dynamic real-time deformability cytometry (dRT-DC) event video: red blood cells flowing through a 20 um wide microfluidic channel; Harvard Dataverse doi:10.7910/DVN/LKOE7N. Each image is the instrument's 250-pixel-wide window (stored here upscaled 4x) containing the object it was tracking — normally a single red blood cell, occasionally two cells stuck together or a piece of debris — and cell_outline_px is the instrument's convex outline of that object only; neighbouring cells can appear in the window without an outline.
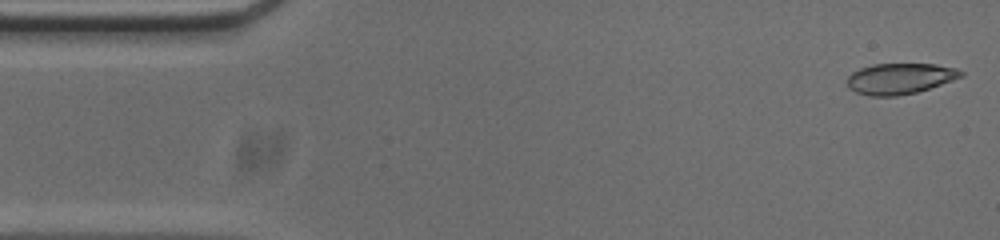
{"species": "common noctule bat (a hibernating species)", "species_latin": "Nyctalus noctula", "temperature_condition": "cold", "stored_images_in_passage": 52, "camera_frame_rate_fps": 3000, "um_per_image_px": 0.085, "animal": {"sex": "male", "body_mass_g": 20.0, "forearm_length_mm": 53.3}, "frame": {"image": 1, "passage_image": 1, "time_ms": 0.0, "image_size_px": [1000, 240], "cell_outline_px": [[964, 76], [916, 92], [896, 96], [868, 96], [856, 92], [848, 88], [848, 76], [852, 72], [860, 68], [872, 64], [936, 64], [956, 68], [964, 72]], "centroid_in_image_um": [76.48, 6.67], "position_along_channel_um": 8.5, "area_um2": 20.4}}
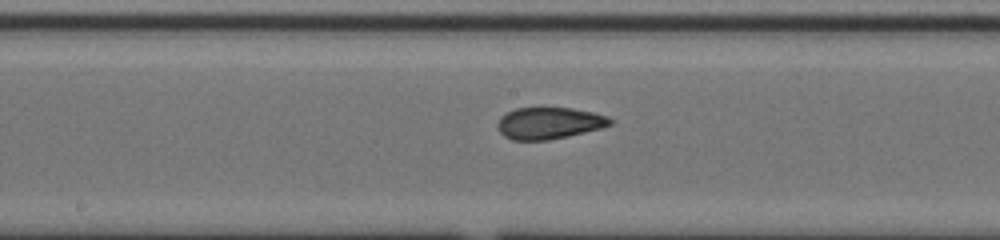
{"frame": {"image": 2, "passage_image": 25, "time_ms": 8.0, "image_size_px": [1000, 240], "cell_outline_px": [[612, 124], [600, 128], [568, 136], [548, 140], [512, 140], [504, 136], [496, 128], [496, 124], [500, 116], [516, 108], [572, 108], [592, 112], [608, 116], [612, 120]], "centroid_in_image_um": [46.64, 10.47], "position_along_channel_um": 201.6, "area_um2": 20.81}}
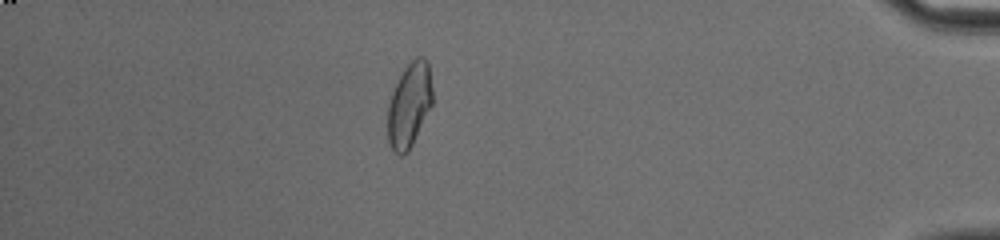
{"frame": {"image": 3, "passage_image": 45, "time_ms": 14.667, "image_size_px": [1000, 240], "cell_outline_px": [[432, 104], [408, 152], [404, 156], [400, 156], [392, 148], [388, 140], [388, 104], [392, 92], [404, 68], [416, 56], [424, 56], [428, 60], [432, 88]], "centroid_in_image_um": [34.8, 8.9], "position_along_channel_um": 400.4, "area_um2": 21.91}, "authors_computed_cell_mechanics": {"area_um2": 21.386, "velocity_mm_per_s": 3.7828, "shape_relaxation_time_tau1_ms": 9.4823, "shape_relaxation_time_tau2_ms": 1.4717, "deformation_change_tau1": 0.2193, "deformation_change_tau2": 0.0636}}